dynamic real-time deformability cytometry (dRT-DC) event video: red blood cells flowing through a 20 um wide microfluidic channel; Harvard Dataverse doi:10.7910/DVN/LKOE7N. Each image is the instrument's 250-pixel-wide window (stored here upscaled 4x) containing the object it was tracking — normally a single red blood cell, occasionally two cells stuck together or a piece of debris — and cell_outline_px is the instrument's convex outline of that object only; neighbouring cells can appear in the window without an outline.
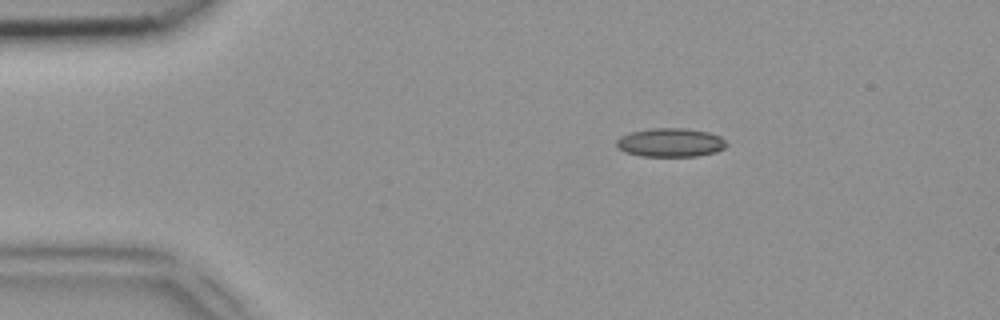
{"species": "common noctule bat (a hibernating species)", "species_latin": "Nyctalus noctula", "temperature_condition": "room temperature", "stored_images_in_passage": 11, "camera_frame_rate_fps": 3000, "um_per_image_px": 0.085, "animal": {"sex": "female", "body_mass_g": 18.4}, "frame": {"image": 1, "passage_image": 4, "time_ms": 1.0, "image_size_px": [1000, 320], "cell_outline_px": [[728, 144], [724, 148], [716, 152], [696, 156], [640, 156], [624, 152], [616, 148], [616, 140], [620, 136], [628, 132], [652, 128], [684, 128], [708, 132], [720, 136]], "centroid_in_image_um": [56.94, 12.11], "position_along_channel_um": 28.1, "area_um2": 18.61}}
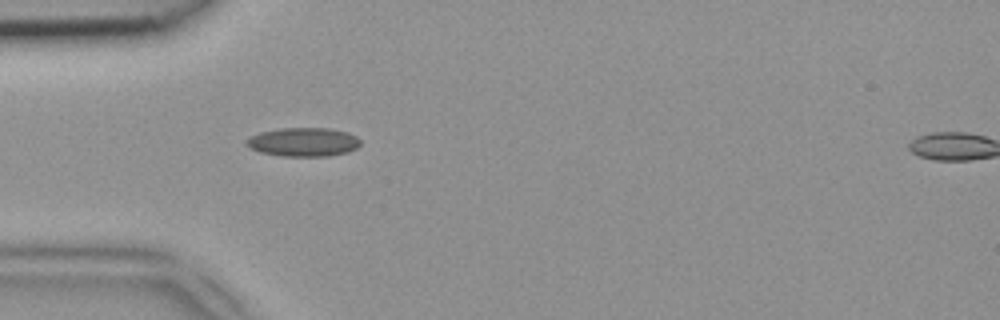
{"frame": {"image": 2, "passage_image": 10, "time_ms": 3.0, "image_size_px": [1000, 320], "cell_outline_px": [[360, 144], [356, 148], [348, 152], [328, 156], [280, 156], [260, 152], [244, 144], [244, 140], [248, 136], [260, 132], [280, 128], [328, 128], [348, 132], [356, 136], [360, 140]], "centroid_in_image_um": [25.75, 12.07], "position_along_channel_um": 59.2, "area_um2": 19.31}}